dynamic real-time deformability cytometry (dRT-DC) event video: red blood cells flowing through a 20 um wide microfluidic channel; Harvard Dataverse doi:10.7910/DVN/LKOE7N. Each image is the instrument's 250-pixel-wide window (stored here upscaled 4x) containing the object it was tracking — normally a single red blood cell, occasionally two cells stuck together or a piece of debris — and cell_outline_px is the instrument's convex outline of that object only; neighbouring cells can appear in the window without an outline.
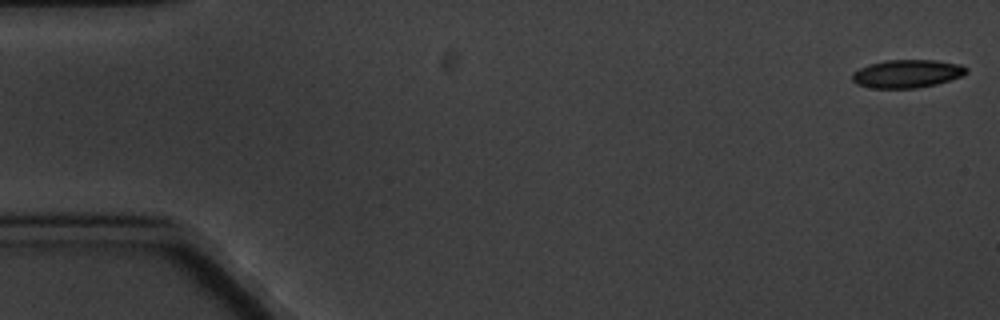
{"species": "common noctule bat (a hibernating species)", "species_latin": "Nyctalus noctula", "temperature_condition": "cold", "stored_images_in_passage": 5, "camera_frame_rate_fps": 3000, "um_per_image_px": 0.085, "animal": {"sex": "male", "body_mass_g": 20.1, "forearm_length_mm": 53.5}, "frame": {"image": 1, "passage_image": 1, "time_ms": 0.0, "image_size_px": [1000, 320], "cell_outline_px": [[968, 72], [960, 76], [936, 84], [916, 88], [872, 88], [856, 84], [852, 80], [852, 72], [868, 64], [888, 60], [936, 60], [960, 64], [968, 68]], "centroid_in_image_um": [77.08, 6.26], "position_along_channel_um": 7.9, "area_um2": 18.67}}